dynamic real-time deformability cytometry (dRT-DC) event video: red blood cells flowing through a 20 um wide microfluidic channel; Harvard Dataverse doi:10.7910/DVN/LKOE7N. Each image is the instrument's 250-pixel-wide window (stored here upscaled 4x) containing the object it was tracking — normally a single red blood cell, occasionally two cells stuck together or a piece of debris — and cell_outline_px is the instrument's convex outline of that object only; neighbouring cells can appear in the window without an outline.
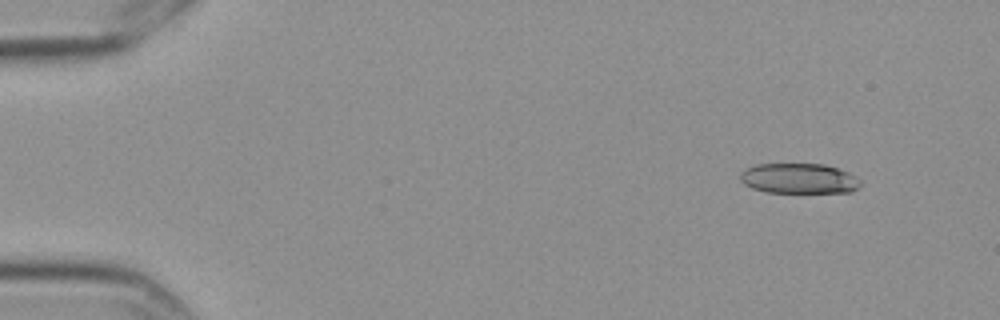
{"species": "Egyptian fruit bat (a non-hibernating species)", "species_latin": "Rousettus aegyptiacus", "temperature_condition": "cold", "stored_images_in_passage": 4, "camera_frame_rate_fps": 3000, "um_per_image_px": 0.085, "frame": {"image": 1, "passage_image": 1, "time_ms": 0.0, "image_size_px": [1000, 320], "cell_outline_px": [[860, 184], [852, 192], [764, 192], [752, 188], [744, 184], [740, 180], [740, 172], [744, 168], [756, 164], [824, 164], [848, 172], [856, 176], [860, 180]], "centroid_in_image_um": [67.87, 15.17], "position_along_channel_um": 17.1, "area_um2": 21.21}}
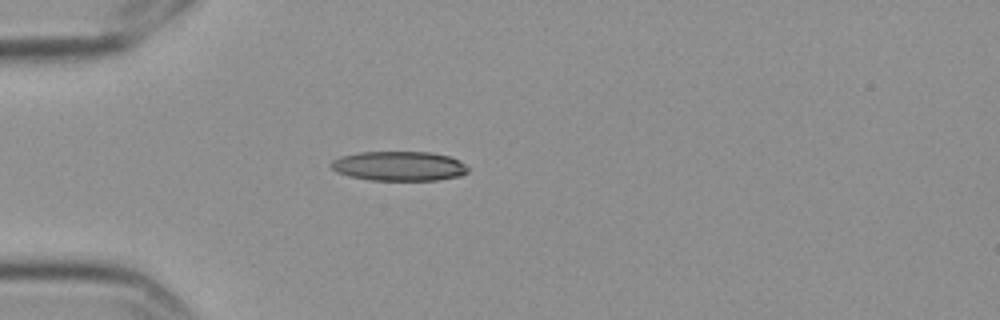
{"frame": {"image": 2, "passage_image": 4, "time_ms": 1.0, "image_size_px": [1000, 320], "cell_outline_px": [[468, 172], [460, 176], [436, 180], [368, 180], [348, 176], [336, 172], [328, 164], [332, 160], [340, 156], [360, 152], [432, 152], [448, 156], [460, 160], [468, 168]], "centroid_in_image_um": [33.89, 14.11], "position_along_channel_um": 51.1, "area_um2": 23.76}}